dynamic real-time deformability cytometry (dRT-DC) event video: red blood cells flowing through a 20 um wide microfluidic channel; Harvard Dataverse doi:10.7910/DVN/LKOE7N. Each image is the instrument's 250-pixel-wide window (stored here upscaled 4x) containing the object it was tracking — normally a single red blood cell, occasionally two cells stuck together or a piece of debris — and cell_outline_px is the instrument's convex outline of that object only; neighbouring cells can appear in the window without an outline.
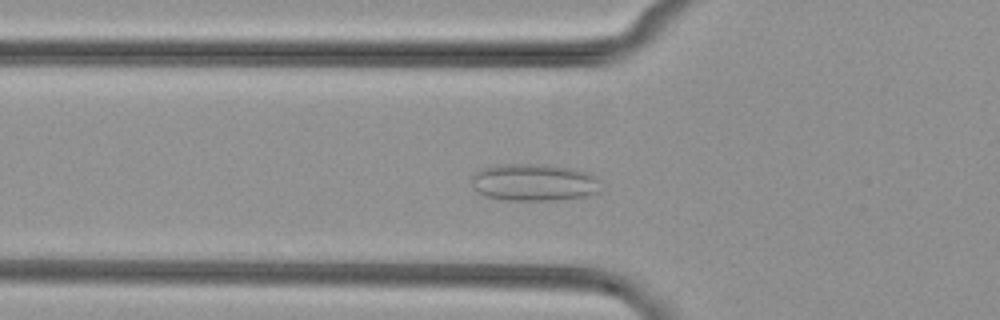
{"species": "common noctule bat (a hibernating species)", "species_latin": "Nyctalus noctula", "temperature_condition": "cold", "stored_images_in_passage": 37, "camera_frame_rate_fps": 3000, "um_per_image_px": 0.085, "animal": {"sex": "female", "body_mass_g": 29.2, "forearm_length_mm": 56.3}, "frame": {"image": 1, "passage_image": 9, "time_ms": 2.667, "image_size_px": [1000, 320], "cell_outline_px": [[600, 192], [588, 196], [552, 200], [504, 200], [484, 196], [476, 192], [472, 188], [472, 172], [480, 168], [496, 164], [552, 164], [572, 168], [588, 172], [596, 176]], "centroid_in_image_um": [45.33, 15.49], "position_along_channel_um": 80.5, "area_um2": 28.61}}
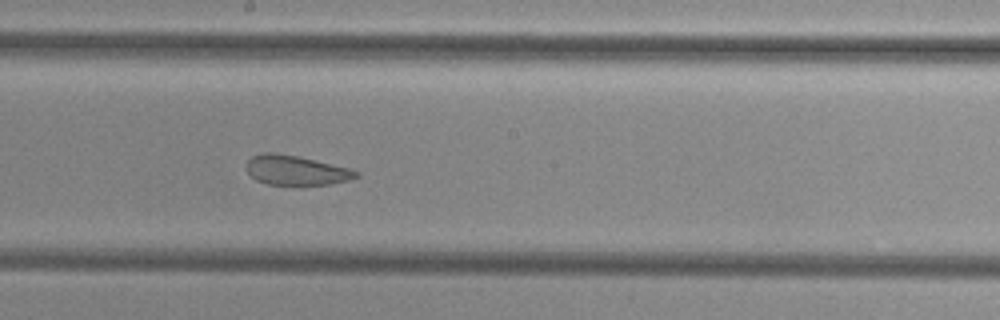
{"frame": {"image": 2, "passage_image": 20, "time_ms": 6.333, "image_size_px": [1000, 320], "cell_outline_px": [[360, 176], [348, 180], [328, 184], [296, 188], [268, 184], [256, 180], [244, 168], [244, 164], [252, 156], [264, 152], [276, 152], [296, 156], [348, 168], [360, 172]], "centroid_in_image_um": [25.11, 14.52], "position_along_channel_um": 223.1, "area_um2": 19.59}}
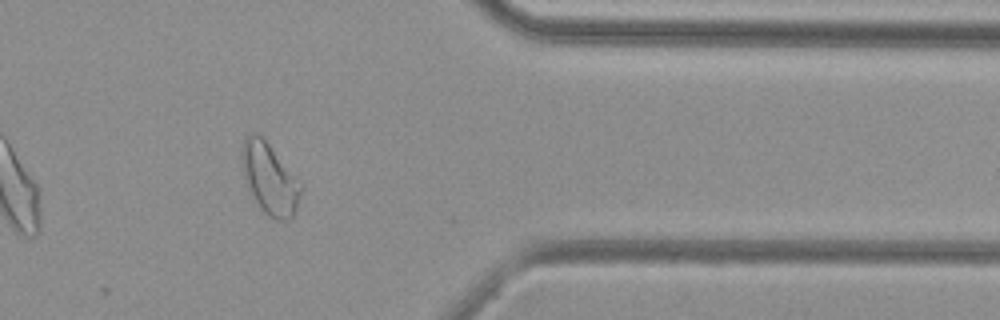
{"frame": {"image": 3, "passage_image": 34, "time_ms": 11.0, "image_size_px": [1000, 320], "cell_outline_px": [[304, 184], [296, 208], [292, 216], [288, 220], [276, 220], [268, 216], [260, 208], [248, 192], [244, 176], [240, 152], [244, 140], [252, 132], [256, 132], [268, 144]], "centroid_in_image_um": [22.92, 15.21], "position_along_channel_um": 388.5, "area_um2": 24.57}}